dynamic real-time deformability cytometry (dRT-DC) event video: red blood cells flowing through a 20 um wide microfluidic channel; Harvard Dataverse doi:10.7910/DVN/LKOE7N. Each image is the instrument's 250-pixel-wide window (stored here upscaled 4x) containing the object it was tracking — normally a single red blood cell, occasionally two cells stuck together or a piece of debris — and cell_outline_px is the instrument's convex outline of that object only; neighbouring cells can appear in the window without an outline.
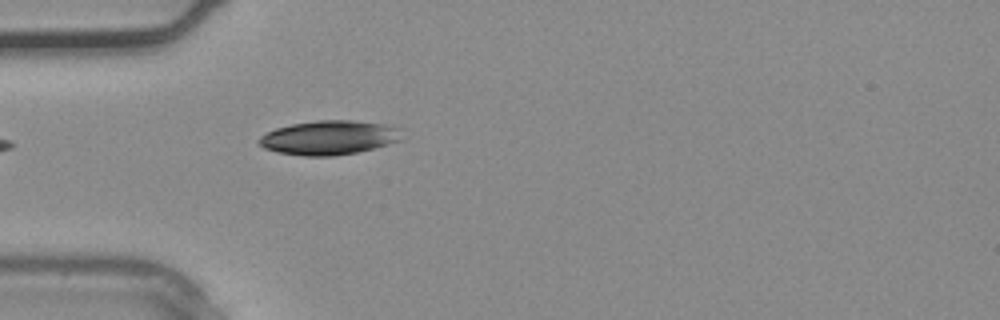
{"species": "common noctule bat (a hibernating species)", "species_latin": "Nyctalus noctula", "temperature_condition": "warm", "stored_images_in_passage": 3, "camera_frame_rate_fps": 3000, "um_per_image_px": 0.085, "animal": {"sex": "male", "body_mass_g": 20.4}, "frame": {"image": 1, "passage_image": 3, "time_ms": 0.667, "image_size_px": [1000, 320], "cell_outline_px": [[400, 140], [388, 144], [356, 152], [332, 156], [304, 156], [280, 152], [264, 148], [256, 140], [260, 136], [276, 128], [292, 124], [316, 120], [352, 120], [384, 124], [400, 128]], "centroid_in_image_um": [27.95, 11.69], "position_along_channel_um": 57.1, "area_um2": 28.21}}